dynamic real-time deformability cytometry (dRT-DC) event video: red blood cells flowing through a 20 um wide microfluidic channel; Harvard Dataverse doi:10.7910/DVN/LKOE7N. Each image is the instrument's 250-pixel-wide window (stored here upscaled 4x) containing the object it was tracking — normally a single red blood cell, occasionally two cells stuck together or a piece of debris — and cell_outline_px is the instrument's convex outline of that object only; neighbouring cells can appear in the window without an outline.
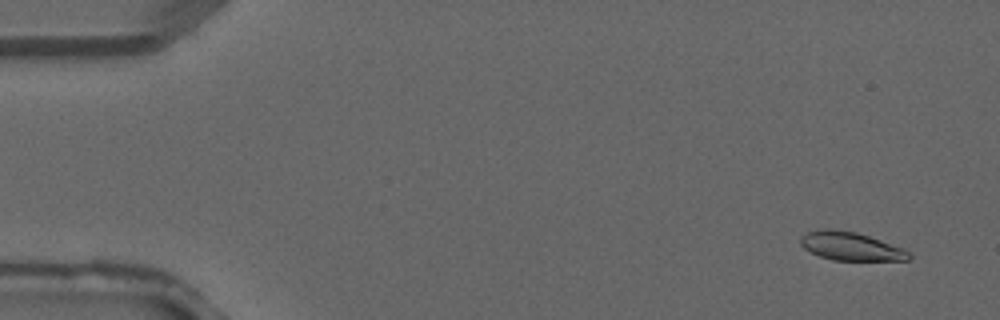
{"species": "common noctule bat (a hibernating species)", "species_latin": "Nyctalus noctula", "temperature_condition": "warm", "stored_images_in_passage": 2, "camera_frame_rate_fps": 3000, "um_per_image_px": 0.085, "animal": {"sex": "male", "forearm_length_mm": 52.5}, "frame": {"image": 1, "passage_image": 1, "time_ms": 0.0, "image_size_px": [1000, 320], "cell_outline_px": [[912, 256], [908, 260], [832, 260], [820, 256], [804, 248], [800, 244], [800, 236], [808, 232], [824, 228], [832, 228], [856, 232], [904, 248]], "centroid_in_image_um": [72.3, 20.92], "position_along_channel_um": 12.7, "area_um2": 17.86}}